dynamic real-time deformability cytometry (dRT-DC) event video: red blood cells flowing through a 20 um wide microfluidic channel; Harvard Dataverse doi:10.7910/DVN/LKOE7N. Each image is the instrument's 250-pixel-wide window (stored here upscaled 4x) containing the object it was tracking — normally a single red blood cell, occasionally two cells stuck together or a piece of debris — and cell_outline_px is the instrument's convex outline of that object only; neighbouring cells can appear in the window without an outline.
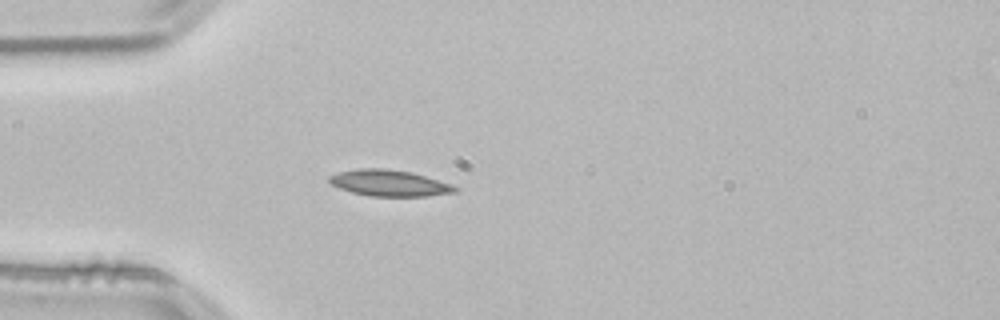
{"species": "common noctule bat (a hibernating species)", "species_latin": "Nyctalus noctula", "temperature_condition": "room temperature", "stored_images_in_passage": 36, "camera_frame_rate_fps": 3000, "um_per_image_px": 0.085, "animal": {"sex": "male", "body_mass_g": 21.5, "forearm_length_mm": 52.0}, "frame": {"image": 1, "passage_image": 1, "time_ms": 0.0, "image_size_px": [1000, 320], "cell_outline_px": [[460, 188], [456, 192], [424, 196], [372, 196], [352, 192], [340, 188], [332, 184], [328, 180], [328, 176], [340, 172], [356, 168], [380, 168], [412, 172], [452, 184]], "centroid_in_image_um": [33.11, 15.55], "position_along_channel_um": 51.9, "area_um2": 19.13}}
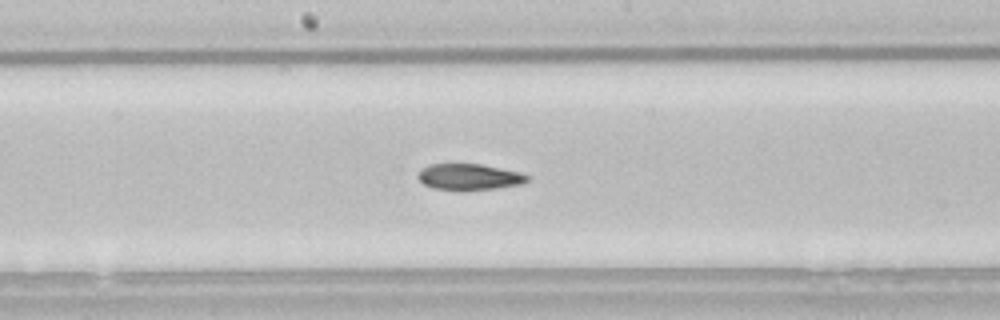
{"frame": {"image": 2, "passage_image": 14, "time_ms": 4.333, "image_size_px": [1000, 320], "cell_outline_px": [[532, 176], [528, 180], [520, 184], [496, 188], [464, 192], [460, 192], [432, 188], [424, 184], [416, 176], [424, 168], [432, 164], [480, 164], [520, 172]], "centroid_in_image_um": [39.89, 15.07], "position_along_channel_um": 208.3, "area_um2": 16.94}}
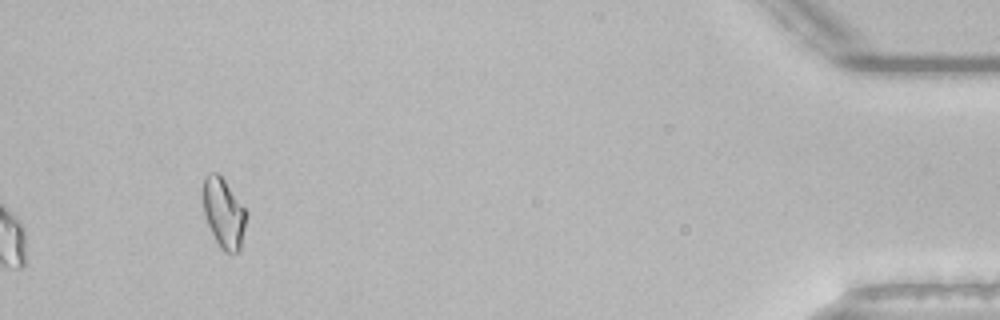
{"frame": {"image": 3, "passage_image": 36, "time_ms": 11.667, "image_size_px": [1000, 320], "cell_outline_px": [[248, 212], [240, 248], [236, 252], [224, 252], [220, 248], [208, 224], [204, 212], [204, 176], [208, 172], [216, 172], [224, 180]], "centroid_in_image_um": [19.03, 18.1], "position_along_channel_um": 416.2, "area_um2": 17.22}, "authors_computed_cell_mechanics": {"area_um2": 17.4556, "velocity_mm_per_s": 3.8108, "shape_relaxation_time_tau1_ms": null, "shape_relaxation_time_tau2_ms": 3.8818, "deformation_change_tau1": null, "deformation_change_tau2": 0.083}}